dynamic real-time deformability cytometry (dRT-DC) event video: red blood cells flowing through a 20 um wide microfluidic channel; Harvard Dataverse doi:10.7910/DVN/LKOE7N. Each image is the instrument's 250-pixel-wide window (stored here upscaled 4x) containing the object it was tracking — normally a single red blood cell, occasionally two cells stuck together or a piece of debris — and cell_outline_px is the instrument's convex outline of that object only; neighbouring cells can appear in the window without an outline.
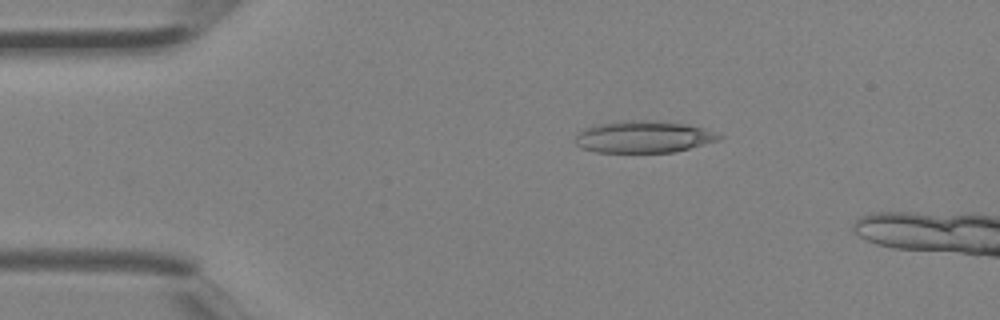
{"species": "Egyptian fruit bat (a non-hibernating species)", "species_latin": "Rousettus aegyptiacus", "temperature_condition": "room temperature", "stored_images_in_passage": 3, "camera_frame_rate_fps": 3000, "um_per_image_px": 0.085, "animal": {"sex": "female"}, "frame": {"image": 1, "passage_image": 2, "time_ms": 0.333, "image_size_px": [1000, 320], "cell_outline_px": [[724, 136], [720, 140], [672, 152], [596, 152], [580, 148], [576, 144], [576, 136], [584, 128], [592, 124], [624, 120], [632, 120], [684, 124], [704, 128]], "centroid_in_image_um": [54.65, 11.63], "position_along_channel_um": 30.3, "area_um2": 26.47}}